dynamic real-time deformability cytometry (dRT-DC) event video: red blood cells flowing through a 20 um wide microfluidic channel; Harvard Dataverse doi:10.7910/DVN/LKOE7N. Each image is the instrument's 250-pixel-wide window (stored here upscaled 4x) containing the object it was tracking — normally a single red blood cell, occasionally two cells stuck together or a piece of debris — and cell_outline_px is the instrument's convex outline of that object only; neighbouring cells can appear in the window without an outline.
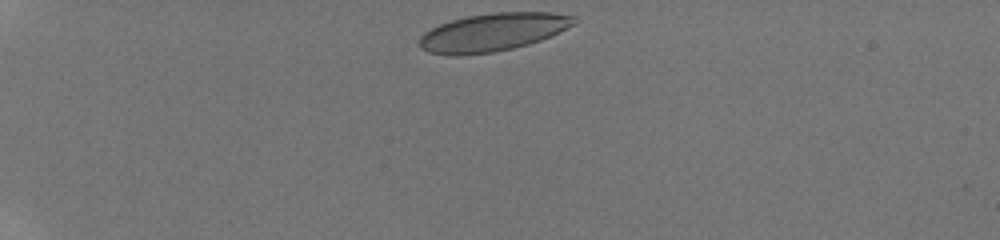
{"species": "human", "species_latin": "Homo sapiens", "temperature_condition": "room temperature", "stored_images_in_passage": 65, "camera_frame_rate_fps": 3000, "um_per_image_px": 0.085, "donor": {"sex": "male"}, "frame": {"image": 1, "passage_image": 1, "time_ms": 0.0, "image_size_px": [1000, 240], "cell_outline_px": [[580, 20], [576, 24], [540, 40], [528, 44], [512, 48], [492, 52], [456, 56], [452, 56], [428, 52], [420, 48], [420, 36], [424, 32], [440, 24], [452, 20], [468, 16], [496, 12], [552, 12], [576, 16]], "centroid_in_image_um": [41.91, 2.73], "position_along_channel_um": 43.1, "area_um2": 34.22}}
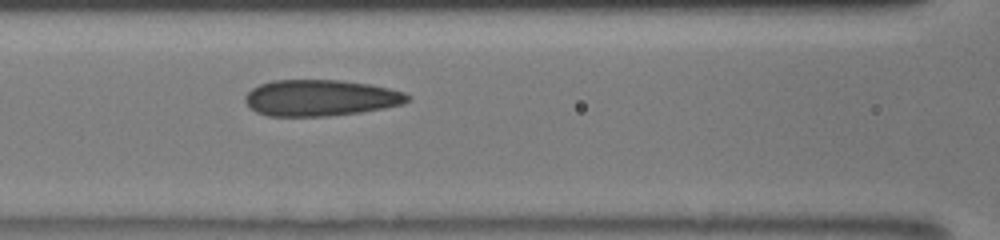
{"frame": {"image": 2, "passage_image": 27, "time_ms": 4.0, "image_size_px": [1000, 240], "cell_outline_px": [[408, 100], [400, 104], [384, 108], [360, 112], [328, 116], [268, 116], [256, 112], [244, 100], [244, 96], [252, 88], [260, 84], [272, 80], [340, 80], [368, 84], [388, 88], [404, 92], [408, 96]], "centroid_in_image_um": [27.2, 8.32], "position_along_channel_um": 139.4, "area_um2": 34.1}}
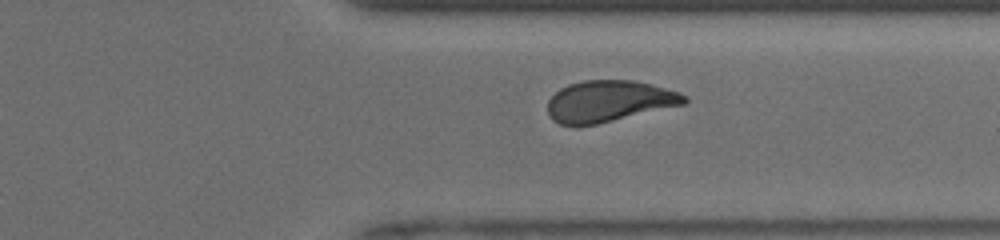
{"frame": {"image": 3, "passage_image": 64, "time_ms": 9.333, "image_size_px": [1000, 240], "cell_outline_px": [[688, 100], [684, 104], [596, 124], [576, 128], [560, 124], [552, 120], [548, 112], [548, 100], [560, 88], [568, 84], [584, 80], [632, 80], [652, 84], [680, 92], [688, 96]], "centroid_in_image_um": [51.74, 8.61], "position_along_channel_um": 359.7, "area_um2": 33.18}}